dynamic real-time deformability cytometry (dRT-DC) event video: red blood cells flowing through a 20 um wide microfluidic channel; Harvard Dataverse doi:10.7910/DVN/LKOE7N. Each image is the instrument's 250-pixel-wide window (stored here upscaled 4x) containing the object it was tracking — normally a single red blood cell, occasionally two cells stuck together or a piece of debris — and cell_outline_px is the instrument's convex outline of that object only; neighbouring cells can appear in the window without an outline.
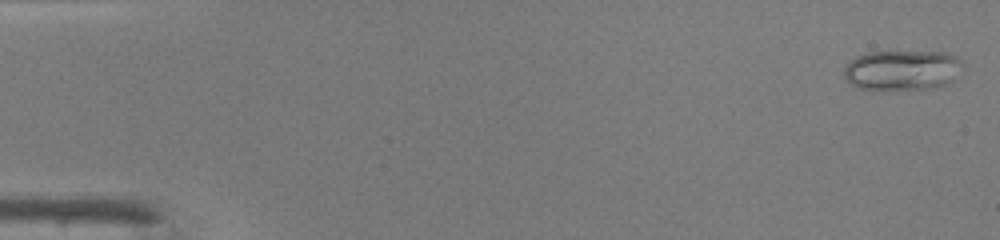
{"species": "common noctule bat (a hibernating species)", "species_latin": "Nyctalus noctula", "temperature_condition": "warm", "stored_images_in_passage": 47, "camera_frame_rate_fps": 3000, "um_per_image_px": 0.085, "animal": {"sex": "male", "body_mass_g": 19.0, "forearm_length_mm": 50.8}, "frame": {"image": 1, "passage_image": 1, "time_ms": 0.0, "image_size_px": [1000, 240], "cell_outline_px": [[964, 64], [952, 80], [944, 84], [932, 88], [856, 88], [844, 76], [844, 68], [856, 56], [872, 52], [948, 52], [956, 56]], "centroid_in_image_um": [76.71, 5.93], "position_along_channel_um": 8.3, "area_um2": 27.11}}
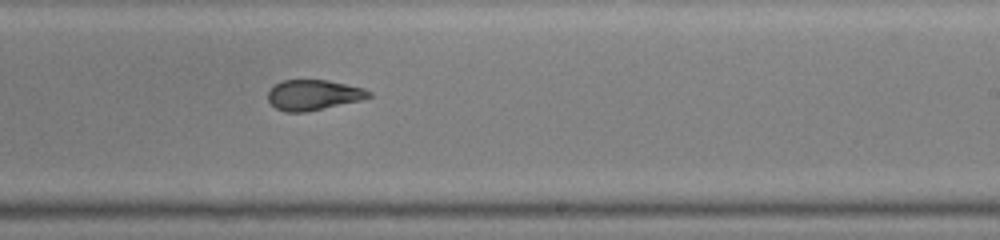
{"frame": {"image": 2, "passage_image": 29, "time_ms": 9.333, "image_size_px": [1000, 240], "cell_outline_px": [[372, 96], [360, 100], [308, 112], [284, 112], [276, 108], [268, 100], [268, 92], [280, 80], [328, 80], [364, 88], [372, 92]], "centroid_in_image_um": [26.65, 8.07], "position_along_channel_um": 262.4, "area_um2": 17.86}}
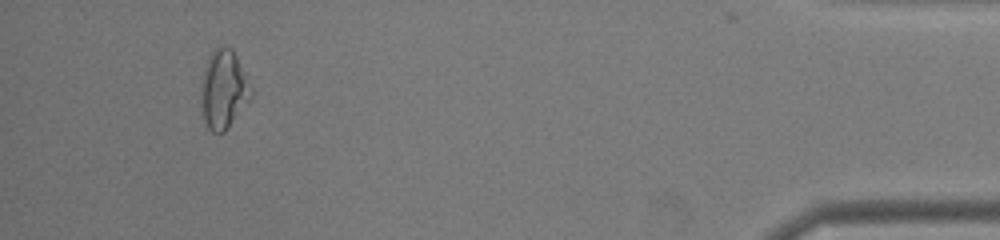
{"frame": {"image": 3, "passage_image": 44, "time_ms": 14.333, "image_size_px": [1000, 240], "cell_outline_px": [[252, 96], [228, 128], [224, 132], [212, 132], [208, 128], [204, 120], [200, 104], [200, 84], [204, 68], [208, 56], [216, 48], [232, 48], [236, 56], [252, 92]], "centroid_in_image_um": [18.95, 7.63], "position_along_channel_um": 416.3, "area_um2": 22.6}, "authors_computed_cell_mechanics": {"area_um2": 20.2878, "velocity_mm_per_s": 4.3287, "shape_relaxation_time_tau1_ms": null, "shape_relaxation_time_tau2_ms": 1.4706, "deformation_change_tau1": null, "deformation_change_tau2": 0.0891}}